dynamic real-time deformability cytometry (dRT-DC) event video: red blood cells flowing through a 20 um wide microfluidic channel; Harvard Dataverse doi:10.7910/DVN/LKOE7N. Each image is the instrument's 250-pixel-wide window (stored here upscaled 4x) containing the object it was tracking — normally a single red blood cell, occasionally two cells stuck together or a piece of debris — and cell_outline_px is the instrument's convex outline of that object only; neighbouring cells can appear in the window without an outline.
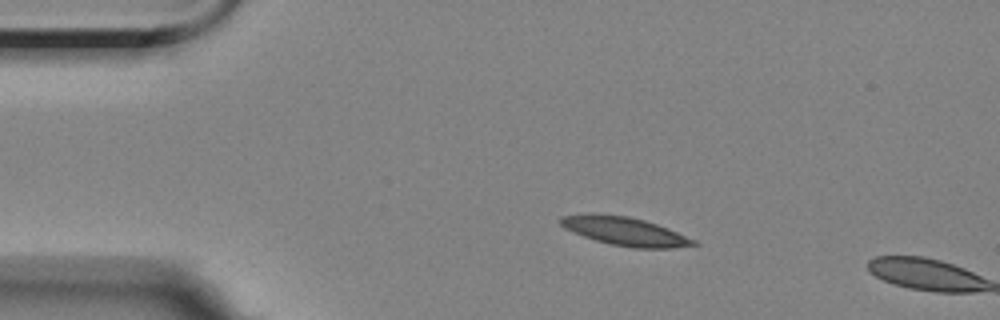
{"species": "Egyptian fruit bat (a non-hibernating species)", "species_latin": "Rousettus aegyptiacus", "temperature_condition": "room temperature", "stored_images_in_passage": 4, "camera_frame_rate_fps": 3000, "um_per_image_px": 0.085, "animal": {"sex": "female"}, "frame": {"image": 1, "passage_image": 3, "time_ms": 2.333, "image_size_px": [1000, 320], "cell_outline_px": [[700, 244], [672, 248], [632, 248], [612, 244], [596, 240], [584, 236], [564, 228], [556, 220], [560, 216], [588, 212], [600, 212], [628, 216], [644, 220], [668, 228], [696, 240]], "centroid_in_image_um": [53.06, 19.62], "position_along_channel_um": 31.9, "area_um2": 22.43}}